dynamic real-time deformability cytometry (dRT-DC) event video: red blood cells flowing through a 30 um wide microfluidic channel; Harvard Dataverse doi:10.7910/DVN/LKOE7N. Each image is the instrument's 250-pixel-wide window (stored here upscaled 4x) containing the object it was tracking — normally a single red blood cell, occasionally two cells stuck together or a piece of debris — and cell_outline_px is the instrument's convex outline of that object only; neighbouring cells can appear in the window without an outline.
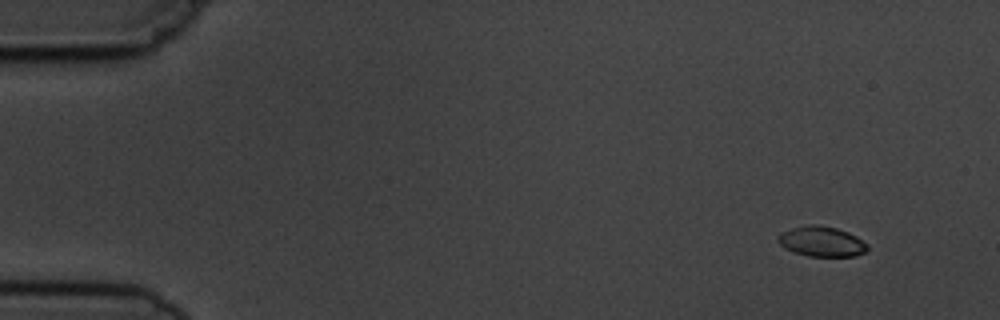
{"species": "common noctule bat (a hibernating species)", "species_latin": "Nyctalus noctula", "temperature_condition": "cold", "stored_images_in_passage": 5, "segment_of_instrument_passage": [2, 2], "camera_frame_rate_fps": 3000, "um_per_image_px": 0.085, "animal": {"sex": "male", "body_mass_g": 19.5, "forearm_length_mm": 54.6}, "frame": {"image": 1, "passage_image": 5, "time_ms": 5.667, "image_size_px": [1000, 320], "cell_outline_px": [[868, 252], [856, 256], [808, 256], [792, 252], [784, 248], [776, 240], [776, 236], [780, 232], [812, 224], [836, 228], [848, 232], [856, 236], [868, 244]], "centroid_in_image_um": [69.84, 20.55], "position_along_channel_um": 15.2, "area_um2": 15.78}}